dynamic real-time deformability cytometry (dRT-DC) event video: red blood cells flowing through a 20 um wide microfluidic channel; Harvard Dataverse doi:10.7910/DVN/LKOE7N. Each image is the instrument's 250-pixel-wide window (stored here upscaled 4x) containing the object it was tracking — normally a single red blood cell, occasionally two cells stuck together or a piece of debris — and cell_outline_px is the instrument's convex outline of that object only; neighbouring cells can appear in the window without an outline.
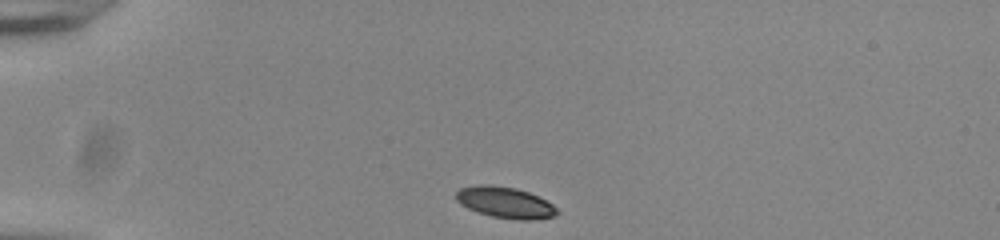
{"species": "common noctule bat (a hibernating species)", "species_latin": "Nyctalus noctula", "temperature_condition": "room temperature", "stored_images_in_passage": 36, "camera_frame_rate_fps": 3000, "um_per_image_px": 0.085, "animal": {"sex": "male", "body_mass_g": 20.0, "forearm_length_mm": 53.3}, "frame": {"image": 1, "passage_image": 1, "time_ms": 0.0, "image_size_px": [1000, 240], "cell_outline_px": [[560, 212], [556, 216], [532, 220], [520, 220], [492, 216], [468, 208], [460, 204], [456, 200], [456, 192], [460, 188], [480, 184], [488, 184], [516, 188], [528, 192], [552, 204]], "centroid_in_image_um": [42.94, 17.21], "position_along_channel_um": 42.1, "area_um2": 18.21}}
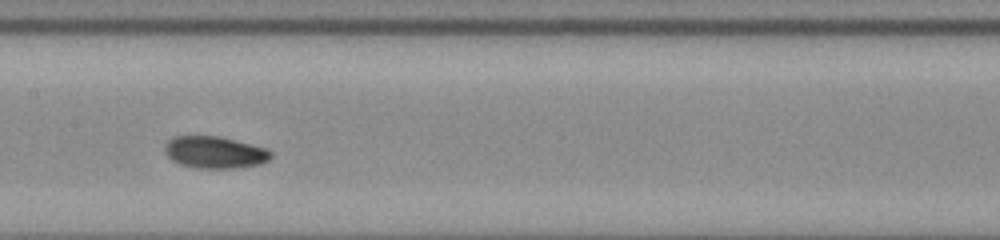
{"frame": {"image": 2, "passage_image": 16, "time_ms": 5.0, "image_size_px": [1000, 240], "cell_outline_px": [[272, 156], [268, 160], [260, 164], [240, 168], [196, 168], [180, 164], [172, 160], [164, 152], [164, 144], [172, 136], [220, 136], [264, 148], [272, 152]], "centroid_in_image_um": [18.22, 12.95], "position_along_channel_um": 189.2, "area_um2": 19.83}}
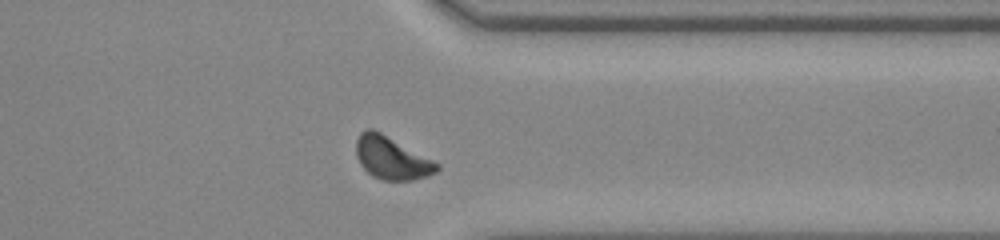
{"frame": {"image": 3, "passage_image": 31, "time_ms": 10.0, "image_size_px": [1000, 240], "cell_outline_px": [[440, 168], [436, 172], [428, 176], [412, 180], [384, 180], [372, 176], [360, 164], [356, 156], [356, 140], [360, 132], [368, 128], [372, 128], [380, 132], [440, 164]], "centroid_in_image_um": [33.27, 13.43], "position_along_channel_um": 378.1, "area_um2": 19.94}, "authors_computed_cell_mechanics": {"area_um2": 19.652, "velocity_mm_per_s": 3.8204, "shape_relaxation_time_tau1_ms": 2.195, "shape_relaxation_time_tau2_ms": 4.4316, "deformation_change_tau1": 0.0849, "deformation_change_tau2": 0.0851}}